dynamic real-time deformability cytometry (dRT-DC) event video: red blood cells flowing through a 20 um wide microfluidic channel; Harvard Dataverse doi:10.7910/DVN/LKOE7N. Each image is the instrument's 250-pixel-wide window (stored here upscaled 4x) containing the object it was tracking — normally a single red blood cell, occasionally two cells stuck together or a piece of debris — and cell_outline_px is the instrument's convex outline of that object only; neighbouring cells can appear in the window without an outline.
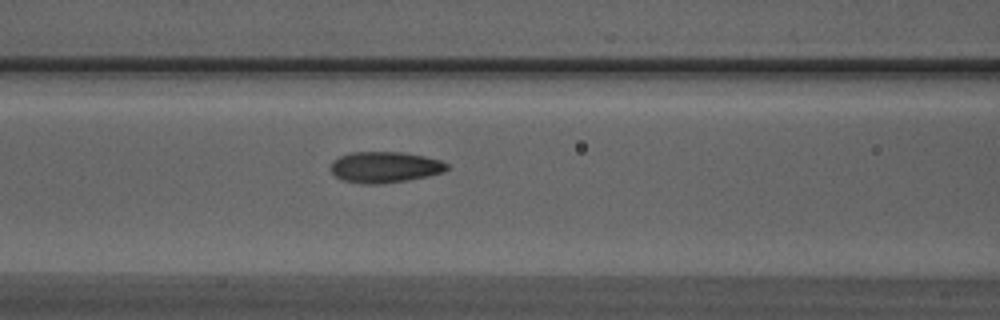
{"species": "Egyptian fruit bat (a non-hibernating species)", "species_latin": "Rousettus aegyptiacus", "temperature_condition": "warm", "stored_images_in_passage": 4, "camera_frame_rate_fps": 3000, "um_per_image_px": 0.085, "animal": {"sex": "male"}, "frame": {"image": 1, "passage_image": 4, "time_ms": 1.0, "image_size_px": [1000, 320], "cell_outline_px": [[452, 168], [444, 172], [428, 176], [408, 180], [380, 184], [364, 184], [344, 180], [336, 176], [332, 172], [332, 160], [340, 156], [352, 152], [400, 152], [424, 156], [440, 160], [448, 164]], "centroid_in_image_um": [32.76, 14.21], "position_along_channel_um": 133.8, "area_um2": 21.04}}